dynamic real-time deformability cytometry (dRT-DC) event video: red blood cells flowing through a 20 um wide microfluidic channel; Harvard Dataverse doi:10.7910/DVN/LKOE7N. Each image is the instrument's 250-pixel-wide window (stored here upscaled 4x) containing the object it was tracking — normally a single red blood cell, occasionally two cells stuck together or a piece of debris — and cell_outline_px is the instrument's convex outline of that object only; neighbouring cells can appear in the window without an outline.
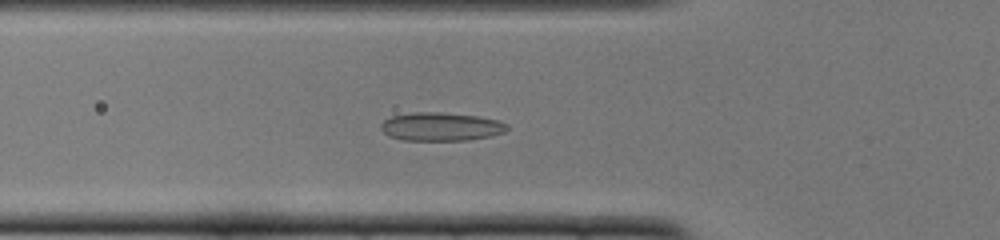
{"species": "common noctule bat (a hibernating species)", "species_latin": "Nyctalus noctula", "temperature_condition": "cold", "stored_images_in_passage": 51, "camera_frame_rate_fps": 3000, "um_per_image_px": 0.085, "animal": {"sex": "female", "body_mass_g": 22.0, "forearm_length_mm": 56.7}, "frame": {"image": 1, "passage_image": 17, "time_ms": 5.333, "image_size_px": [1000, 240], "cell_outline_px": [[508, 128], [504, 132], [492, 136], [468, 140], [404, 140], [388, 136], [380, 128], [380, 124], [384, 120], [392, 116], [412, 112], [440, 112], [476, 116], [496, 120], [508, 124]], "centroid_in_image_um": [37.46, 10.77], "position_along_channel_um": 88.3, "area_um2": 20.87}}
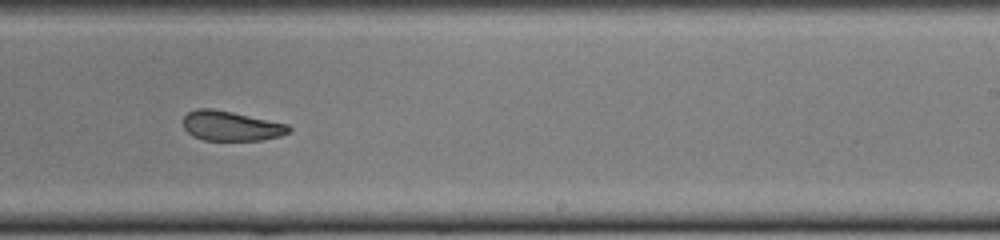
{"frame": {"image": 2, "passage_image": 31, "time_ms": 10.0, "image_size_px": [1000, 240], "cell_outline_px": [[292, 128], [288, 132], [280, 136], [264, 140], [204, 140], [192, 136], [184, 128], [180, 120], [188, 112], [196, 108], [212, 108], [232, 112], [288, 124]], "centroid_in_image_um": [19.59, 10.7], "position_along_channel_um": 269.4, "area_um2": 18.5}}
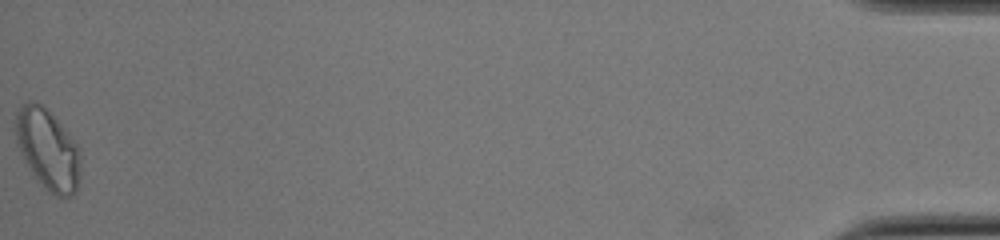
{"frame": {"image": 3, "passage_image": 51, "time_ms": 16.667, "image_size_px": [1000, 240], "cell_outline_px": [[80, 176], [76, 192], [72, 196], [56, 196], [48, 192], [36, 180], [24, 160], [16, 144], [12, 128], [16, 112], [28, 100], [36, 100], [68, 132], [80, 148]], "centroid_in_image_um": [4.03, 12.71], "position_along_channel_um": 431.2, "area_um2": 30.98}, "authors_computed_cell_mechanics": {"area_um2": 20.519, "velocity_mm_per_s": 3.8917, "shape_relaxation_time_tau1_ms": null, "shape_relaxation_time_tau2_ms": 2.5359, "deformation_change_tau1": null, "deformation_change_tau2": 0.0812}}